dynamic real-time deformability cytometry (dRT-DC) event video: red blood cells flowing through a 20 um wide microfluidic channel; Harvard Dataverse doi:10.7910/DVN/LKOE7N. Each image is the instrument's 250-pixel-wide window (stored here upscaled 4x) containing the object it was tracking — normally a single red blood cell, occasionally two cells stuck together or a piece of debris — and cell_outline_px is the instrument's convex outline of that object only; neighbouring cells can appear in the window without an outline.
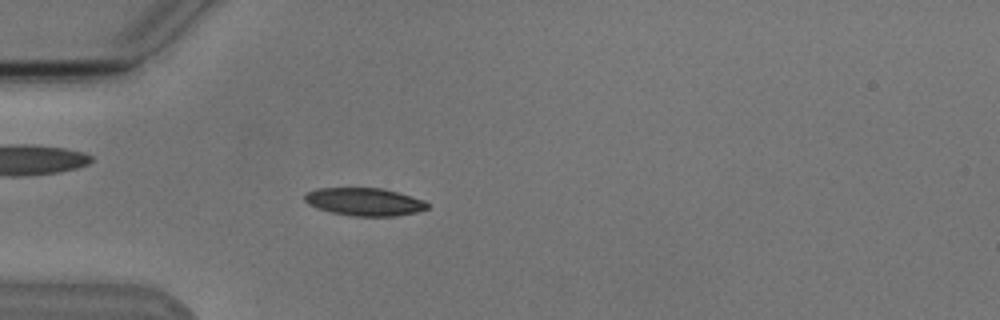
{"species": "Egyptian fruit bat (a non-hibernating species)", "species_latin": "Rousettus aegyptiacus", "temperature_condition": "cold", "stored_images_in_passage": 4, "camera_frame_rate_fps": 3000, "um_per_image_px": 0.085, "animal": {"sex": "male"}, "frame": {"image": 1, "passage_image": 4, "time_ms": 3.333, "image_size_px": [1000, 320], "cell_outline_px": [[428, 208], [416, 212], [396, 216], [352, 216], [332, 212], [316, 208], [308, 204], [304, 200], [304, 196], [308, 192], [316, 188], [380, 188], [396, 192], [424, 200], [428, 204]], "centroid_in_image_um": [30.95, 17.15], "position_along_channel_um": 54.0, "area_um2": 19.77}}